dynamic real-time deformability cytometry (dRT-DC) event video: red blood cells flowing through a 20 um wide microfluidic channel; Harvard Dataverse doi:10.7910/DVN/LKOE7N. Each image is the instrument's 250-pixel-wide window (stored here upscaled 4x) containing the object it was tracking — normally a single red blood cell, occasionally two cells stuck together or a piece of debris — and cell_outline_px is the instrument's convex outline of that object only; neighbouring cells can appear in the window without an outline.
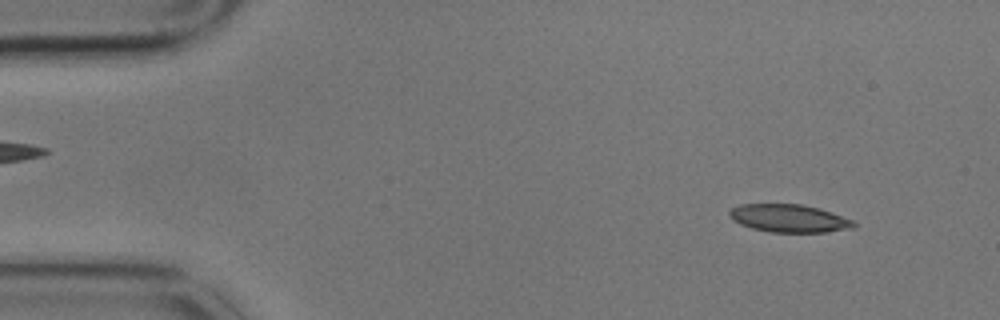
{"species": "common noctule bat (a hibernating species)", "species_latin": "Nyctalus noctula", "temperature_condition": "cold", "stored_images_in_passage": 4, "camera_frame_rate_fps": 3000, "um_per_image_px": 0.085, "animal": {"sex": "male", "body_mass_g": 17.9}, "frame": {"image": 1, "passage_image": 1, "time_ms": 0.0, "image_size_px": [1000, 320], "cell_outline_px": [[856, 228], [828, 232], [768, 232], [752, 228], [740, 224], [732, 220], [728, 216], [728, 212], [732, 208], [740, 204], [800, 204], [820, 208], [856, 220]], "centroid_in_image_um": [67.11, 18.56], "position_along_channel_um": 17.9, "area_um2": 20.58}}
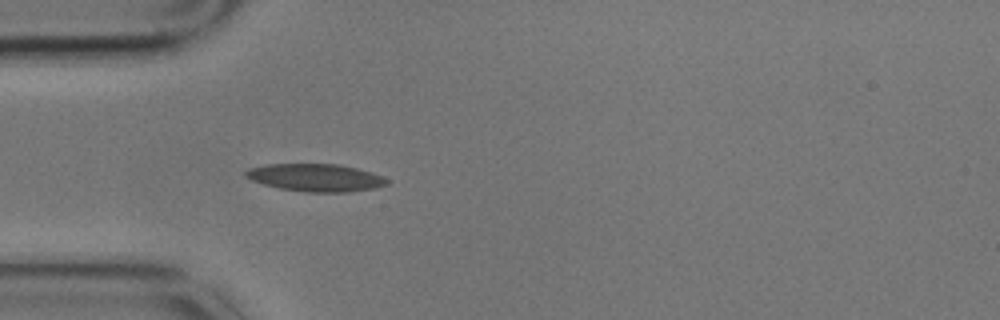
{"frame": {"image": 2, "passage_image": 4, "time_ms": 1.0, "image_size_px": [1000, 320], "cell_outline_px": [[388, 184], [376, 188], [348, 192], [304, 192], [280, 188], [264, 184], [252, 180], [244, 176], [244, 172], [248, 168], [264, 164], [336, 164], [356, 168], [372, 172], [388, 180]], "centroid_in_image_um": [26.8, 15.1], "position_along_channel_um": 58.2, "area_um2": 22.72}}